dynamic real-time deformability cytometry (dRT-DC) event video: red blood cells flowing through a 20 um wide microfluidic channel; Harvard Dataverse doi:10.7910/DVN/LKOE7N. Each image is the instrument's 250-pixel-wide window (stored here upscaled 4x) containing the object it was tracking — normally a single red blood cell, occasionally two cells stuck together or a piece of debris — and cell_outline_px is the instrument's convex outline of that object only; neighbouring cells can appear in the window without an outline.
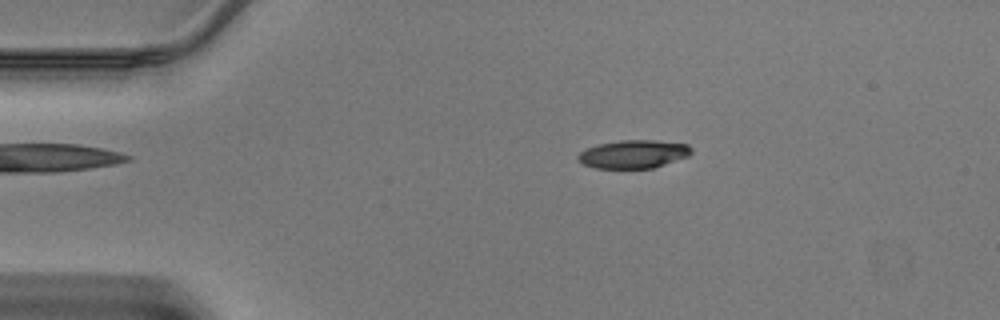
{"species": "Egyptian fruit bat (a non-hibernating species)", "species_latin": "Rousettus aegyptiacus", "temperature_condition": "warm", "stored_images_in_passage": 45, "camera_frame_rate_fps": 3000, "um_per_image_px": 0.085, "animal": {"sex": "male"}, "frame": {"image": 1, "passage_image": 8, "time_ms": 2.333, "image_size_px": [1000, 320], "cell_outline_px": [[692, 152], [688, 156], [652, 168], [596, 168], [584, 164], [576, 156], [580, 152], [596, 144], [620, 140], [656, 140], [688, 144], [692, 148]], "centroid_in_image_um": [53.85, 13.08], "position_along_channel_um": 31.1, "area_um2": 18.55}}
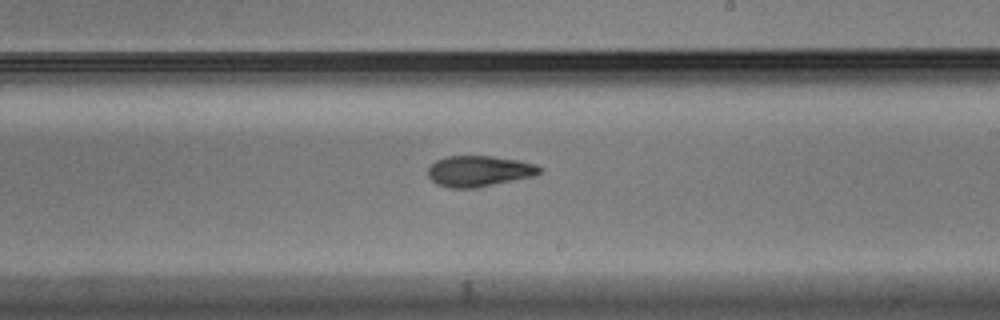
{"frame": {"image": 2, "passage_image": 26, "time_ms": 8.333, "image_size_px": [1000, 320], "cell_outline_px": [[544, 168], [540, 172], [532, 176], [476, 188], [448, 188], [436, 184], [428, 176], [428, 168], [436, 160], [448, 156], [492, 156], [516, 160], [536, 164]], "centroid_in_image_um": [40.7, 14.55], "position_along_channel_um": 248.3, "area_um2": 20.0}}
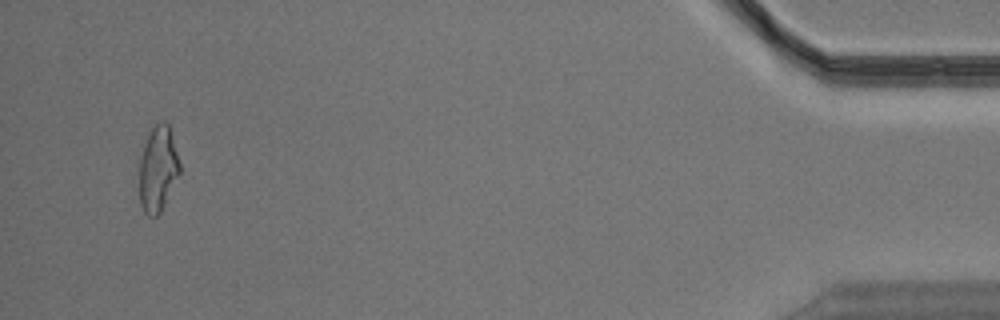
{"frame": {"image": 3, "passage_image": 43, "time_ms": 14.0, "image_size_px": [1000, 320], "cell_outline_px": [[180, 172], [160, 212], [156, 216], [148, 216], [144, 212], [140, 204], [140, 160], [144, 144], [152, 128], [160, 120], [164, 120], [168, 124], [180, 164]], "centroid_in_image_um": [13.42, 14.35], "position_along_channel_um": 421.8, "area_um2": 19.71}}